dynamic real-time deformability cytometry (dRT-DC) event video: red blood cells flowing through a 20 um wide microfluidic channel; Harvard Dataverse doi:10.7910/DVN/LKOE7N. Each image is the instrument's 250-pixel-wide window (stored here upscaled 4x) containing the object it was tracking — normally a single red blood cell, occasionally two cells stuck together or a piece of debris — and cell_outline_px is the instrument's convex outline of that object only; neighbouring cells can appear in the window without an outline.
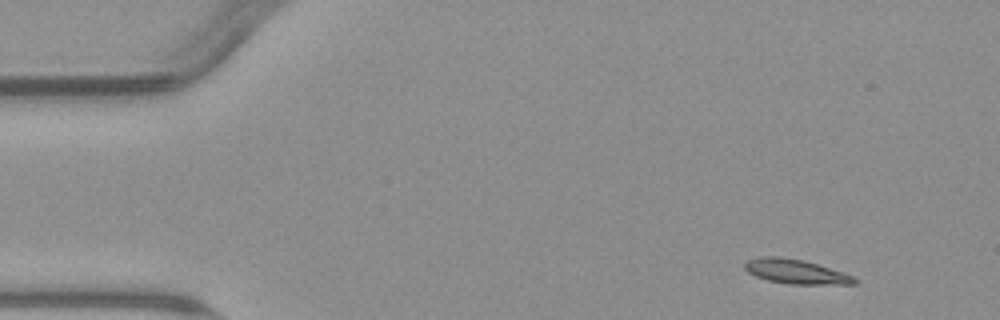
{"species": "common noctule bat (a hibernating species)", "species_latin": "Nyctalus noctula", "temperature_condition": "warm", "stored_images_in_passage": 3, "camera_frame_rate_fps": 3000, "um_per_image_px": 0.085, "animal": {"sex": "male", "body_mass_g": 23.1, "forearm_length_mm": 52.7}, "frame": {"image": 1, "passage_image": 1, "time_ms": 0.0, "image_size_px": [1000, 320], "cell_outline_px": [[860, 280], [856, 284], [788, 284], [768, 280], [756, 276], [748, 272], [744, 268], [744, 264], [748, 260], [760, 256], [780, 256], [804, 260], [844, 272]], "centroid_in_image_um": [67.66, 23.08], "position_along_channel_um": 17.3, "area_um2": 15.72}}